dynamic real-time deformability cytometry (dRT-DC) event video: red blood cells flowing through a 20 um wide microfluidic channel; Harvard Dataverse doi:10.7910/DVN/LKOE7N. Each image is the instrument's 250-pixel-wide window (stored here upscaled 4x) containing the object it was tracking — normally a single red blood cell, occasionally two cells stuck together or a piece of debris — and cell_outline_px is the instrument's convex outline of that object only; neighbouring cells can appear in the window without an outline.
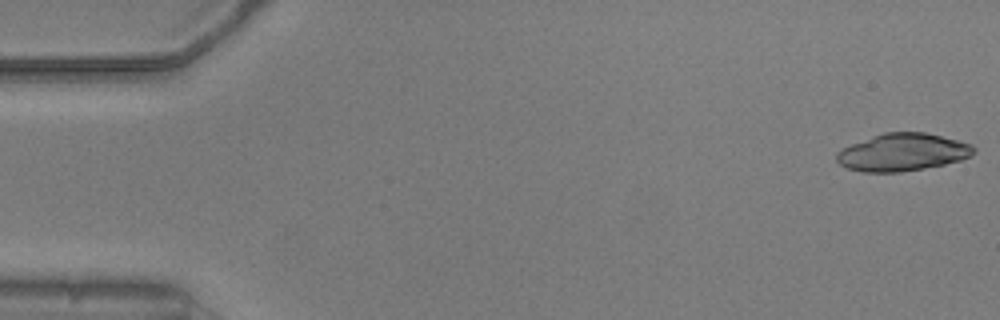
{"species": "common noctule bat (a hibernating species)", "species_latin": "Nyctalus noctula", "temperature_condition": "warm", "stored_images_in_passage": 52, "camera_frame_rate_fps": 3000, "um_per_image_px": 0.085, "animal": {"sex": "male", "body_mass_g": 20.5, "forearm_length_mm": 52.5}, "frame": {"image": 1, "passage_image": 1, "time_ms": 0.0, "image_size_px": [1000, 320], "cell_outline_px": [[976, 152], [972, 156], [960, 160], [944, 164], [924, 168], [900, 172], [860, 172], [848, 168], [840, 164], [836, 160], [836, 152], [852, 144], [884, 132], [924, 132], [972, 144], [976, 148]], "centroid_in_image_um": [76.74, 12.95], "position_along_channel_um": 8.3, "area_um2": 29.82}}